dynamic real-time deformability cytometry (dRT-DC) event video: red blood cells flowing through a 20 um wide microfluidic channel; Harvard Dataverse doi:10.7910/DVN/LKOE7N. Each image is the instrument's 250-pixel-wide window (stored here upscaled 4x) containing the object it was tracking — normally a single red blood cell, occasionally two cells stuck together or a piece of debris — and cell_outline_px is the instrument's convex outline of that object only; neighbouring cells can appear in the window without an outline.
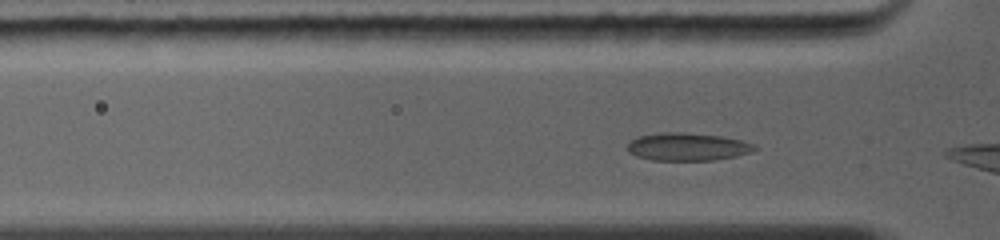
{"species": "common noctule bat (a hibernating species)", "species_latin": "Nyctalus noctula", "temperature_condition": "warm", "stored_images_in_passage": 5, "camera_frame_rate_fps": 5000, "um_per_image_px": 0.085, "animal": {"sex": "female", "body_mass_g": 19.0, "forearm_length_mm": 56.7}, "frame": {"image": 1, "passage_image": 3, "time_ms": 0.6, "image_size_px": [1000, 240], "cell_outline_px": [[756, 148], [752, 152], [736, 156], [712, 160], [652, 160], [636, 156], [628, 152], [628, 144], [632, 140], [640, 136], [664, 132], [684, 132], [720, 136], [740, 140], [756, 144]], "centroid_in_image_um": [58.45, 12.48], "position_along_channel_um": 67.4, "area_um2": 20.46}}